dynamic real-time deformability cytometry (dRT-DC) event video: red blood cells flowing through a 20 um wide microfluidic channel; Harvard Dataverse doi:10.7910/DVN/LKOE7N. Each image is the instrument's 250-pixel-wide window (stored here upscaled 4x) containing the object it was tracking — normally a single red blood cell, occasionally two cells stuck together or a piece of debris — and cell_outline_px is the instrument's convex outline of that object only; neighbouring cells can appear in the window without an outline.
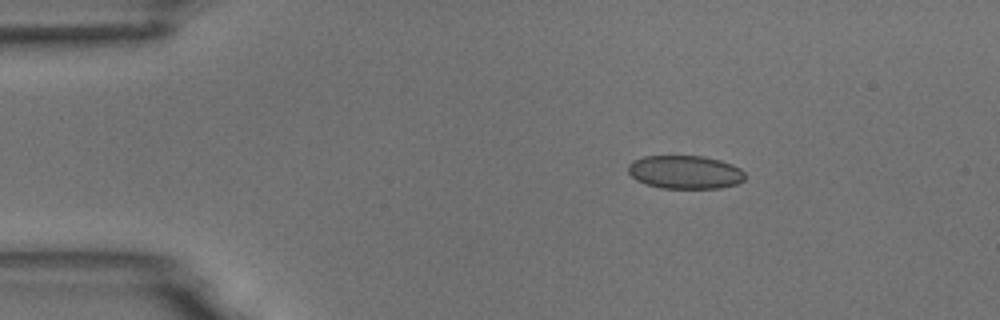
{"species": "common noctule bat (a hibernating species)", "species_latin": "Nyctalus noctula", "temperature_condition": "room temperature", "stored_images_in_passage": 3, "camera_frame_rate_fps": 3000, "um_per_image_px": 0.085, "animal": {"sex": "male", "body_mass_g": 18.8}, "frame": {"image": 1, "passage_image": 1, "time_ms": 0.0, "image_size_px": [1000, 320], "cell_outline_px": [[744, 180], [736, 184], [720, 188], [660, 188], [644, 184], [636, 180], [628, 172], [628, 164], [632, 160], [644, 156], [704, 156], [720, 160], [732, 164], [740, 168], [744, 172]], "centroid_in_image_um": [58.21, 14.63], "position_along_channel_um": 26.8, "area_um2": 22.89}}
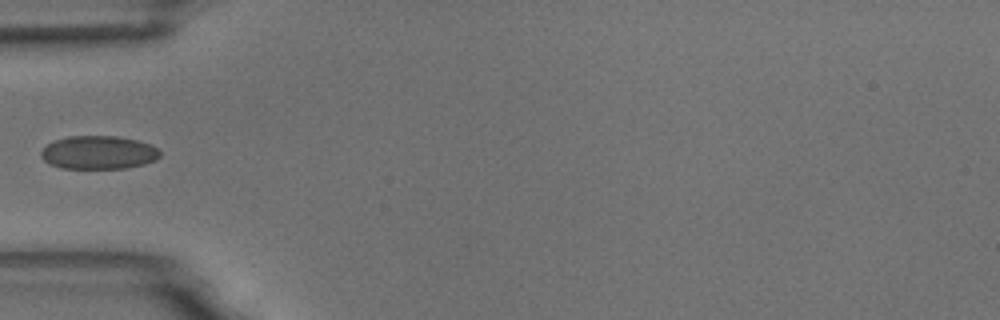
{"frame": {"image": 2, "passage_image": 3, "time_ms": 3.0, "image_size_px": [1000, 320], "cell_outline_px": [[160, 156], [156, 160], [144, 164], [124, 168], [60, 168], [44, 160], [40, 156], [40, 152], [48, 144], [56, 140], [68, 136], [116, 136], [136, 140], [148, 144], [156, 148], [160, 152]], "centroid_in_image_um": [8.37, 12.96], "position_along_channel_um": 76.6, "area_um2": 22.89}}